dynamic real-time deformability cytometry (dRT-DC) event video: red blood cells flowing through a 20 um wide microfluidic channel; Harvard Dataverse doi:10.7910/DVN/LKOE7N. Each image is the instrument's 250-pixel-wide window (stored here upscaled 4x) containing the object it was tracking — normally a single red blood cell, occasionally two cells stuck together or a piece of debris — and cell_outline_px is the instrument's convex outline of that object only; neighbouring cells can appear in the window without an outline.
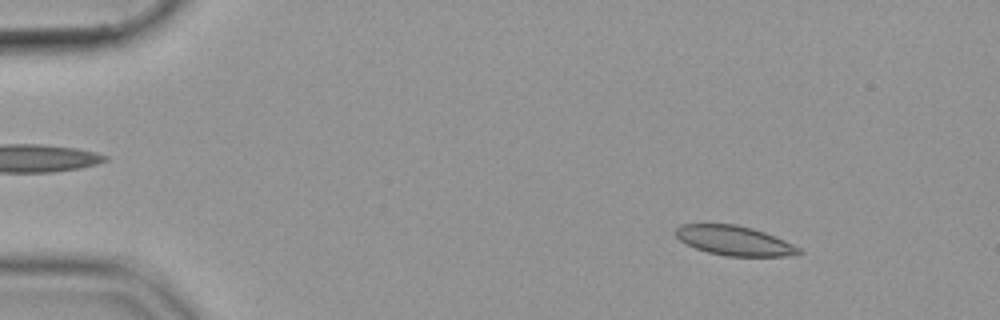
{"species": "common noctule bat (a hibernating species)", "species_latin": "Nyctalus noctula", "temperature_condition": "cold", "stored_images_in_passage": 54, "camera_frame_rate_fps": 3000, "um_per_image_px": 0.085, "animal": {"sex": "female", "body_mass_g": 19.9}, "frame": {"image": 1, "passage_image": 7, "time_ms": 2.0, "image_size_px": [1000, 320], "cell_outline_px": [[804, 252], [788, 256], [724, 256], [708, 252], [696, 248], [680, 240], [676, 236], [676, 228], [680, 224], [736, 224], [752, 228], [764, 232], [784, 240], [800, 248]], "centroid_in_image_um": [62.42, 20.45], "position_along_channel_um": 22.6, "area_um2": 21.1}}
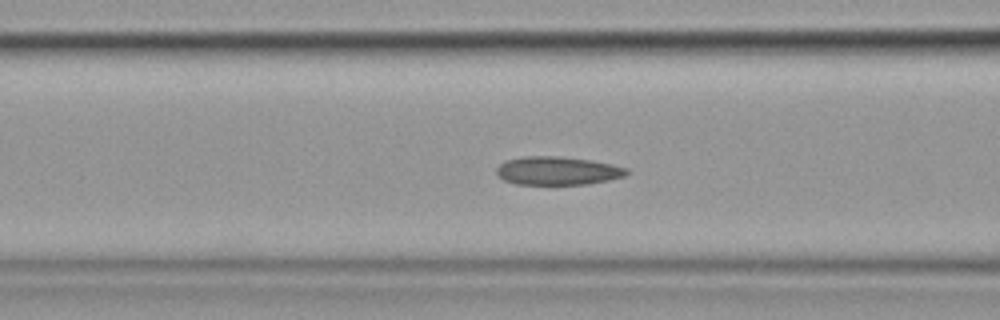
{"frame": {"image": 2, "passage_image": 22, "time_ms": 7.0, "image_size_px": [1000, 320], "cell_outline_px": [[628, 172], [624, 176], [608, 180], [588, 184], [516, 184], [504, 180], [496, 172], [496, 168], [500, 164], [508, 160], [524, 156], [556, 156], [592, 160], [612, 164], [628, 168]], "centroid_in_image_um": [47.4, 14.51], "position_along_channel_um": 119.2, "area_um2": 21.39}}
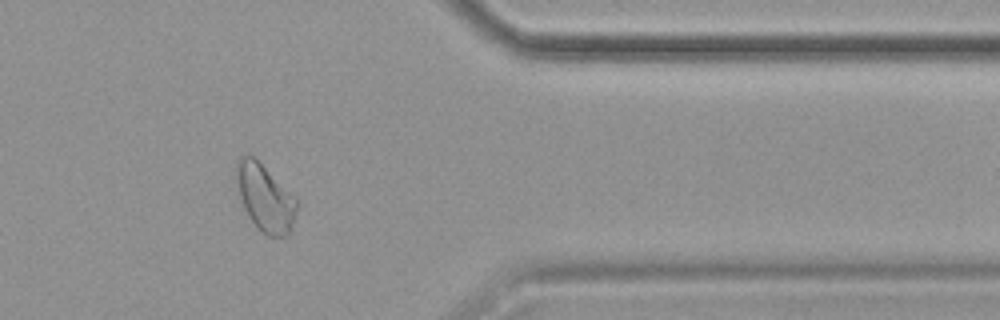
{"frame": {"image": 3, "passage_image": 45, "time_ms": 14.667, "image_size_px": [1000, 320], "cell_outline_px": [[300, 204], [292, 224], [288, 232], [284, 236], [268, 236], [260, 232], [248, 216], [244, 208], [240, 196], [236, 176], [236, 168], [240, 156], [252, 156], [296, 196], [300, 200]], "centroid_in_image_um": [22.57, 16.84], "position_along_channel_um": 388.8, "area_um2": 23.41}}